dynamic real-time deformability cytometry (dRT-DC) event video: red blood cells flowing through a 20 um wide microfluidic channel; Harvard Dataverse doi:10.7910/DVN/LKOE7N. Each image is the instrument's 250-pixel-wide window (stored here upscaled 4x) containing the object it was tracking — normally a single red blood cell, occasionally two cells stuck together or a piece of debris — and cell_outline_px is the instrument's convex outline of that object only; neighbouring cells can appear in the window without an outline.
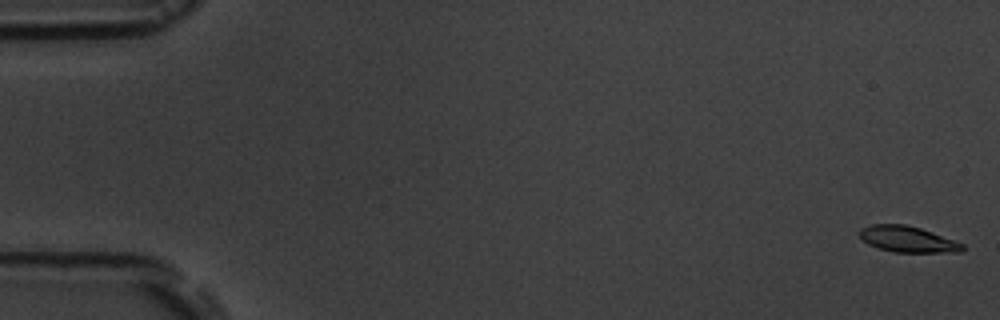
{"species": "common noctule bat (a hibernating species)", "species_latin": "Nyctalus noctula", "temperature_condition": "room temperature", "stored_images_in_passage": 6, "segment_of_instrument_passage": [1, 2], "camera_frame_rate_fps": 3000, "um_per_image_px": 0.085, "animal": {"sex": "male", "body_mass_g": 19.5, "forearm_length_mm": 54.6}, "frame": {"image": 1, "passage_image": 1, "time_ms": 0.0, "image_size_px": [1000, 320], "cell_outline_px": [[964, 248], [960, 252], [896, 252], [880, 248], [868, 244], [860, 236], [860, 228], [872, 224], [904, 224], [920, 228], [932, 232], [964, 244]], "centroid_in_image_um": [77.15, 20.33], "position_along_channel_um": 7.8, "area_um2": 15.37}}
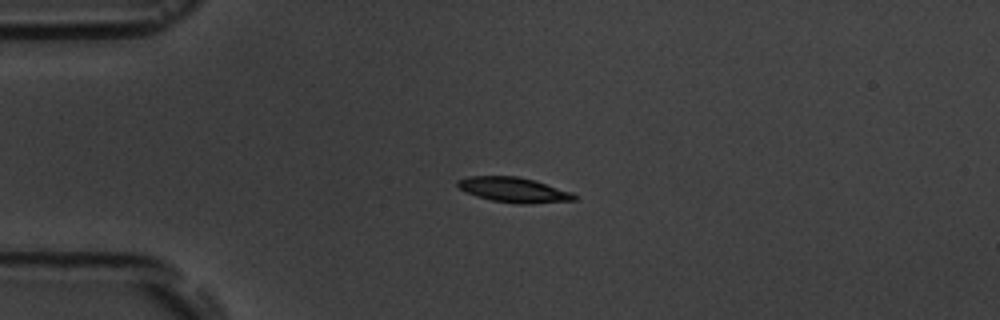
{"frame": {"image": 2, "passage_image": 4, "time_ms": 4.333, "image_size_px": [1000, 320], "cell_outline_px": [[576, 200], [528, 204], [520, 204], [492, 200], [476, 196], [460, 188], [456, 184], [456, 180], [468, 176], [516, 176], [532, 180], [572, 192], [576, 196]], "centroid_in_image_um": [43.65, 16.14], "position_along_channel_um": 41.4, "area_um2": 16.76}}